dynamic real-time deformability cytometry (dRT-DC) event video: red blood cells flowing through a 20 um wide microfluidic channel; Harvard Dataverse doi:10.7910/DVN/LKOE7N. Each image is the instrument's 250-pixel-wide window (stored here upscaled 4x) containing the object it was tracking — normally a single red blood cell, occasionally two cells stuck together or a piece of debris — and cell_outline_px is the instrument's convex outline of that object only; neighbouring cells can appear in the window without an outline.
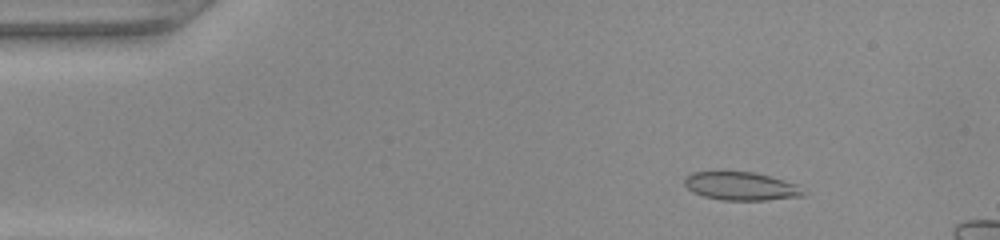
{"species": "common noctule bat (a hibernating species)", "species_latin": "Nyctalus noctula", "temperature_condition": "warm", "stored_images_in_passage": 16, "camera_frame_rate_fps": 3000, "um_per_image_px": 0.085, "animal": {"sex": "female", "body_mass_g": 22.0, "forearm_length_mm": 56.7}, "frame": {"image": 1, "passage_image": 7, "time_ms": 2.0, "image_size_px": [1000, 240], "cell_outline_px": [[804, 196], [764, 200], [720, 200], [704, 196], [692, 192], [684, 184], [684, 176], [692, 172], [752, 172], [800, 184], [804, 192]], "centroid_in_image_um": [62.98, 15.83], "position_along_channel_um": 22.0, "area_um2": 19.59}}